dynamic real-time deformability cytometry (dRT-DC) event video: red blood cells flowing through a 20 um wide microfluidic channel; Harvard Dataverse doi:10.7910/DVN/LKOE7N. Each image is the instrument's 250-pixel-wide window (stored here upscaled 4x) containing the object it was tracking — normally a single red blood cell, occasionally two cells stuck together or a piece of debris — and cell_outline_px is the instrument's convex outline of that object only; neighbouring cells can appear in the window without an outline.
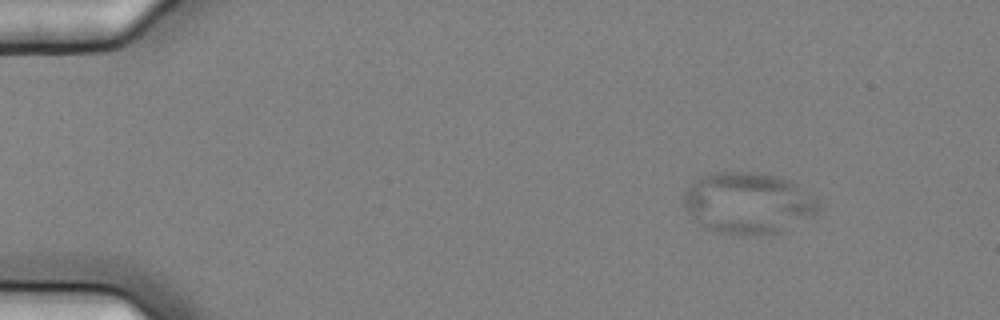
{"species": "common noctule bat (a hibernating species)", "species_latin": "Nyctalus noctula", "temperature_condition": "cold", "stored_images_in_passage": 2, "camera_frame_rate_fps": 3000, "um_per_image_px": 0.085, "animal": {"sex": "female", "body_mass_g": 25.1}, "frame": {"image": 1, "passage_image": 1, "time_ms": 0.0, "image_size_px": [1000, 320], "cell_outline_px": [[820, 208], [812, 216], [772, 236], [740, 236], [720, 232], [708, 228], [688, 212], [684, 204], [684, 192], [696, 180], [712, 172], [760, 172], [792, 180], [816, 196], [820, 204]], "centroid_in_image_um": [63.67, 17.26], "position_along_channel_um": 21.3, "area_um2": 48.49}}